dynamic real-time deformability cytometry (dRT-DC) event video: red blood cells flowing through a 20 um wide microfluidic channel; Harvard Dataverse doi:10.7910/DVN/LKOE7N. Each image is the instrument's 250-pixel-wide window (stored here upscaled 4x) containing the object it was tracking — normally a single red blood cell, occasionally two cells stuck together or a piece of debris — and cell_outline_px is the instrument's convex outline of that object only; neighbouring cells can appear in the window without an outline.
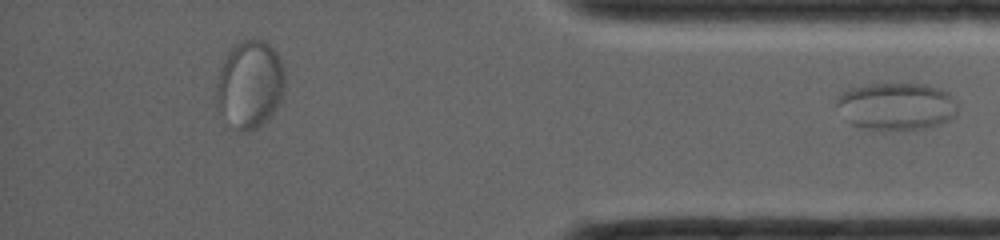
{"species": "common noctule bat (a hibernating species)", "species_latin": "Nyctalus noctula", "temperature_condition": "room temperature", "stored_images_in_passage": 47, "segment_of_instrument_passage": [2, 2], "camera_frame_rate_fps": 4000, "um_per_image_px": 0.085, "animal": {"sex": "female", "body_mass_g": 19.0, "forearm_length_mm": 56.7}, "frame": {"image": 1, "passage_image": 47, "time_ms": 11.75, "image_size_px": [1000, 240], "cell_outline_px": [[956, 112], [948, 120], [936, 124], [920, 128], [864, 128], [852, 124], [844, 120], [836, 104], [836, 96], [852, 88], [872, 84], [924, 84], [940, 88], [948, 92], [952, 96]], "centroid_in_image_um": [76.13, 9.0], "position_along_channel_um": 359.1, "area_um2": 32.6}}